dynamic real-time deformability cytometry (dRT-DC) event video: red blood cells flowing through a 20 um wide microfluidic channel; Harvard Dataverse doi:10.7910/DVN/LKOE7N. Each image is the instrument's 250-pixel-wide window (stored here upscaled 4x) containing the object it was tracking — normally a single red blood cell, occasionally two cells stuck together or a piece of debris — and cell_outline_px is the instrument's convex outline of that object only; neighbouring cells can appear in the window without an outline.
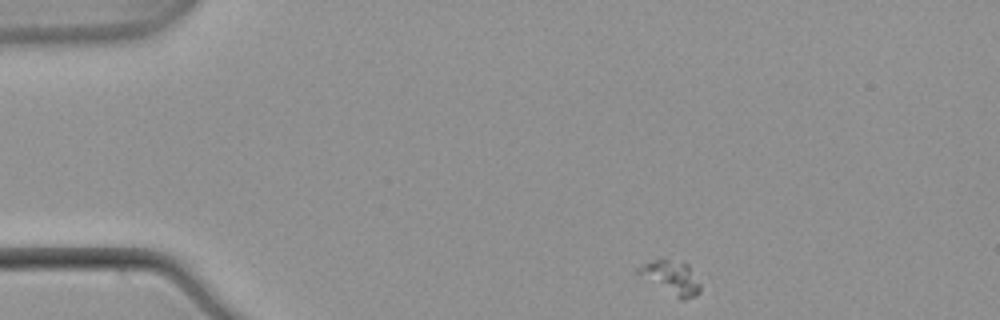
{"species": "common noctule bat (a hibernating species)", "species_latin": "Nyctalus noctula", "temperature_condition": "warm", "stored_images_in_passage": 47, "camera_frame_rate_fps": 3000, "um_per_image_px": 0.085, "animal": {"sex": "male", "body_mass_g": 21.5, "forearm_length_mm": 52.0}, "frame": {"image": 1, "passage_image": 1, "time_ms": 0.0, "image_size_px": [1000, 320], "cell_outline_px": [[700, 292], [696, 296], [684, 300], [680, 300], [636, 272], [636, 268], [652, 260], [684, 260], [688, 264], [700, 284]], "centroid_in_image_um": [57.1, 23.59], "position_along_channel_um": 27.9, "area_um2": 11.96}}
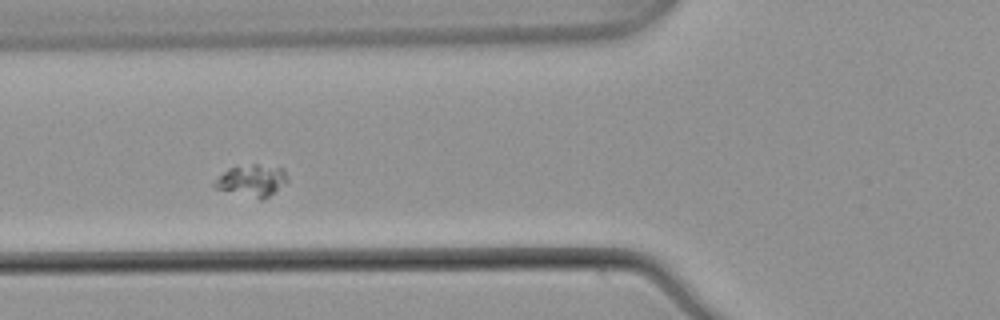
{"frame": {"image": 2, "passage_image": 13, "time_ms": 4.0, "image_size_px": [1000, 320], "cell_outline_px": [[288, 180], [284, 184], [264, 200], [260, 200], [212, 188], [212, 184], [228, 168], [252, 164], [256, 164], [280, 168], [288, 176]], "centroid_in_image_um": [21.38, 15.37], "position_along_channel_um": 104.4, "area_um2": 13.47}}
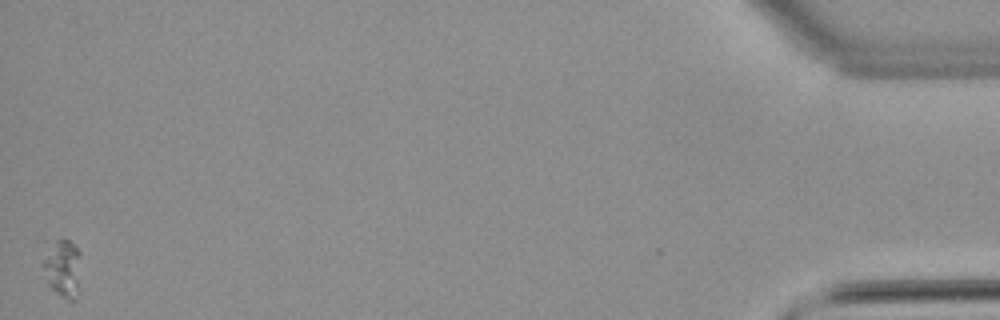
{"frame": {"image": 3, "passage_image": 47, "time_ms": 15.333, "image_size_px": [1000, 320], "cell_outline_px": [[80, 252], [76, 284], [72, 300], [68, 300], [60, 296], [48, 284], [44, 264], [44, 260], [52, 244], [56, 240], [68, 240]], "centroid_in_image_um": [5.31, 22.78], "position_along_channel_um": 429.9, "area_um2": 11.44}}